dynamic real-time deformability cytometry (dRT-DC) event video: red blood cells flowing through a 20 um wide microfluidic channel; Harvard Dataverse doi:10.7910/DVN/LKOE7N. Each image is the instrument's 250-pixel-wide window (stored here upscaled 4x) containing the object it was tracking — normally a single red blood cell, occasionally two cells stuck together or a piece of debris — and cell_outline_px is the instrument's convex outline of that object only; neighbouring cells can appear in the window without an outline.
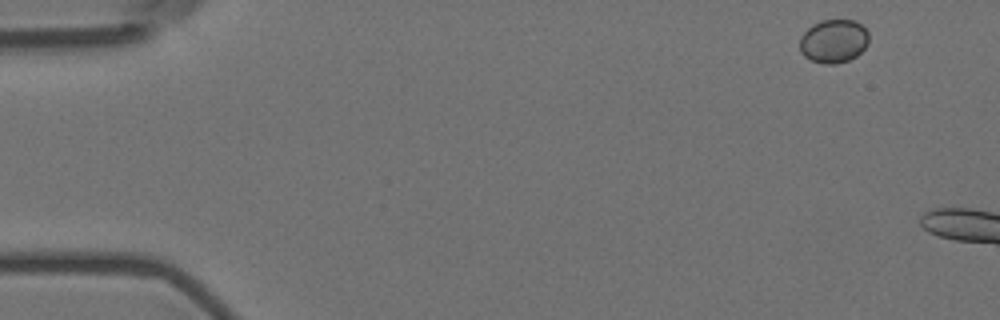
{"species": "Egyptian fruit bat (a non-hibernating species)", "species_latin": "Rousettus aegyptiacus", "temperature_condition": "room temperature", "stored_images_in_passage": 3, "camera_frame_rate_fps": 3000, "um_per_image_px": 0.085, "animal": {"sex": "female"}, "frame": {"image": 1, "passage_image": 1, "time_ms": 0.0, "image_size_px": [1000, 320], "cell_outline_px": [[868, 44], [856, 56], [848, 60], [836, 64], [824, 64], [812, 60], [804, 56], [800, 52], [800, 36], [812, 24], [820, 20], [856, 20], [868, 32]], "centroid_in_image_um": [70.84, 3.49], "position_along_channel_um": 14.2, "area_um2": 17.57}}